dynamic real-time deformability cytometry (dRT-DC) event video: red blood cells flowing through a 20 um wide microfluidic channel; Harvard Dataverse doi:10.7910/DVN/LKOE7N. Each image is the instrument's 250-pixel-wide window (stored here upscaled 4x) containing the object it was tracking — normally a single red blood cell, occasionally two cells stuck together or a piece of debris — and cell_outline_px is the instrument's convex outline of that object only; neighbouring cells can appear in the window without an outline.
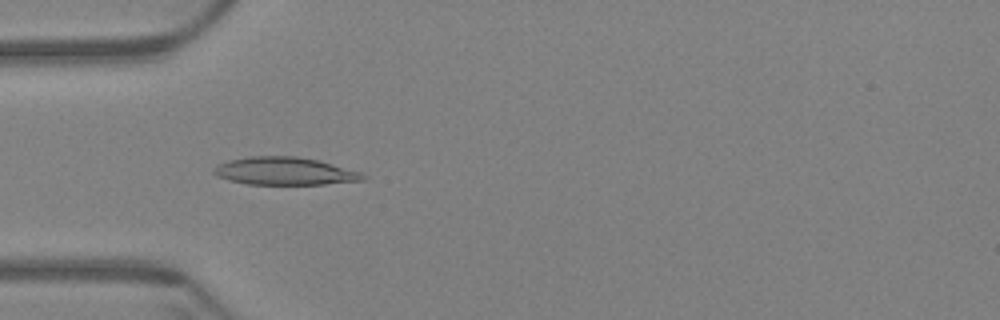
{"species": "Egyptian fruit bat (a non-hibernating species)", "species_latin": "Rousettus aegyptiacus", "temperature_condition": "warm", "stored_images_in_passage": 58, "camera_frame_rate_fps": 3000, "um_per_image_px": 0.085, "animal": {"sex": "female"}, "frame": {"image": 1, "passage_image": 17, "time_ms": 5.333, "image_size_px": [1000, 320], "cell_outline_px": [[368, 176], [364, 180], [324, 184], [248, 184], [228, 180], [216, 176], [212, 172], [212, 168], [216, 164], [228, 160], [248, 156], [296, 156], [316, 160], [360, 172]], "centroid_in_image_um": [24.12, 14.54], "position_along_channel_um": 60.9, "area_um2": 24.1}}
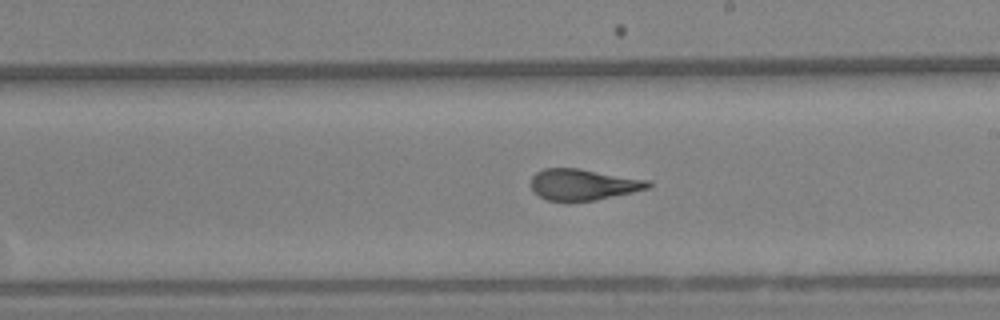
{"frame": {"image": 2, "passage_image": 33, "time_ms": 10.667, "image_size_px": [1000, 320], "cell_outline_px": [[652, 188], [596, 200], [548, 200], [540, 196], [532, 188], [532, 176], [536, 172], [544, 168], [580, 168], [652, 180]], "centroid_in_image_um": [49.66, 15.66], "position_along_channel_um": 239.3, "area_um2": 21.33}}
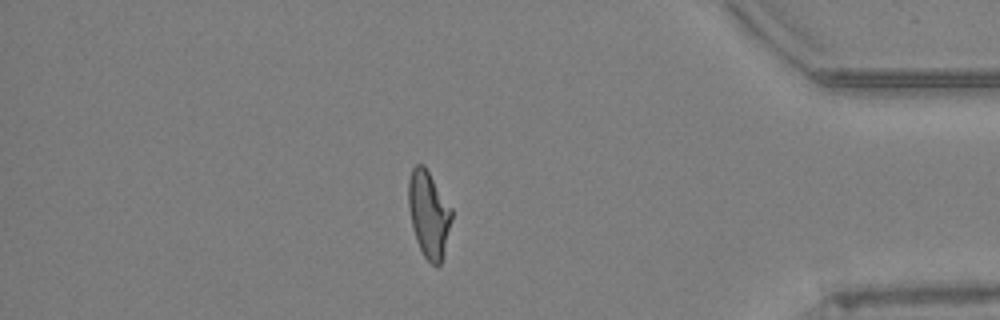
{"frame": {"image": 3, "passage_image": 50, "time_ms": 16.333, "image_size_px": [1000, 320], "cell_outline_px": [[452, 220], [440, 264], [432, 264], [424, 256], [416, 240], [408, 208], [408, 180], [412, 168], [416, 164], [424, 164], [452, 208]], "centroid_in_image_um": [36.43, 18.15], "position_along_channel_um": 398.8, "area_um2": 21.62}, "authors_computed_cell_mechanics": {"area_um2": 22.0796, "velocity_mm_per_s": 3.4125, "shape_relaxation_time_tau1_ms": 10.9968, "shape_relaxation_time_tau2_ms": 1.4819, "deformation_change_tau1": 0.281, "deformation_change_tau2": 0.0872}}